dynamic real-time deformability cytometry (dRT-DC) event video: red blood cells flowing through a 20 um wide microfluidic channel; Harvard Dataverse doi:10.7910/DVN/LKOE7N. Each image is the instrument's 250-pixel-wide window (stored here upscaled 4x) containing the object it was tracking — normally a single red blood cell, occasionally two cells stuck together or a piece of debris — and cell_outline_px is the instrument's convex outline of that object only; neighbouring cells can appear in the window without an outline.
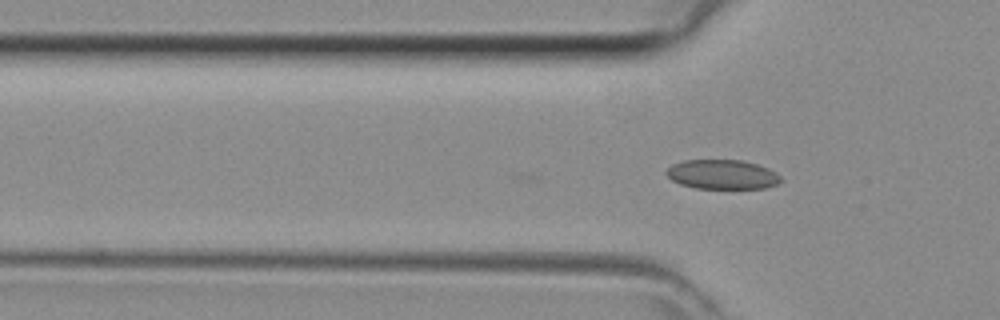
{"species": "common noctule bat (a hibernating species)", "species_latin": "Nyctalus noctula", "temperature_condition": "room temperature", "stored_images_in_passage": 12, "camera_frame_rate_fps": 3000, "um_per_image_px": 0.085, "animal": {"sex": "female", "body_mass_g": 29.2, "forearm_length_mm": 56.3}, "frame": {"image": 1, "passage_image": 12, "time_ms": 3.667, "image_size_px": [1000, 320], "cell_outline_px": [[784, 180], [776, 184], [764, 188], [696, 188], [680, 184], [672, 180], [664, 172], [672, 164], [684, 160], [740, 160], [756, 164], [768, 168], [776, 172]], "centroid_in_image_um": [61.39, 14.82], "position_along_channel_um": 64.4, "area_um2": 19.59}}